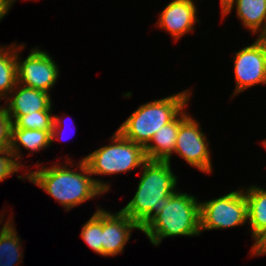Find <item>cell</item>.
I'll return each instance as SVG.
<instances>
[{
	"label": "cell",
	"mask_w": 266,
	"mask_h": 266,
	"mask_svg": "<svg viewBox=\"0 0 266 266\" xmlns=\"http://www.w3.org/2000/svg\"><path fill=\"white\" fill-rule=\"evenodd\" d=\"M65 161L54 164L42 165L37 160L35 170H24L22 175H18L20 180H28L38 186L51 198L60 203L65 212L86 203L98 196L106 194L94 181L89 168L83 159L79 161L64 157ZM40 163V164H39ZM52 165V166H51ZM76 167V168H75Z\"/></svg>",
	"instance_id": "1"
},
{
	"label": "cell",
	"mask_w": 266,
	"mask_h": 266,
	"mask_svg": "<svg viewBox=\"0 0 266 266\" xmlns=\"http://www.w3.org/2000/svg\"><path fill=\"white\" fill-rule=\"evenodd\" d=\"M140 172L136 192L121 210L143 229L178 189L179 177L168 161L147 160Z\"/></svg>",
	"instance_id": "2"
},
{
	"label": "cell",
	"mask_w": 266,
	"mask_h": 266,
	"mask_svg": "<svg viewBox=\"0 0 266 266\" xmlns=\"http://www.w3.org/2000/svg\"><path fill=\"white\" fill-rule=\"evenodd\" d=\"M200 198L180 189L165 198L164 208L141 232L155 247L175 236L200 237Z\"/></svg>",
	"instance_id": "3"
},
{
	"label": "cell",
	"mask_w": 266,
	"mask_h": 266,
	"mask_svg": "<svg viewBox=\"0 0 266 266\" xmlns=\"http://www.w3.org/2000/svg\"><path fill=\"white\" fill-rule=\"evenodd\" d=\"M193 91L181 92L142 103L117 130L127 139L146 147L156 131L171 122L190 102Z\"/></svg>",
	"instance_id": "4"
},
{
	"label": "cell",
	"mask_w": 266,
	"mask_h": 266,
	"mask_svg": "<svg viewBox=\"0 0 266 266\" xmlns=\"http://www.w3.org/2000/svg\"><path fill=\"white\" fill-rule=\"evenodd\" d=\"M107 145H102L82 159L87 164L95 183L107 194L111 184L96 176H114L132 172L142 168L148 160L145 148L125 138L117 129L108 139Z\"/></svg>",
	"instance_id": "5"
},
{
	"label": "cell",
	"mask_w": 266,
	"mask_h": 266,
	"mask_svg": "<svg viewBox=\"0 0 266 266\" xmlns=\"http://www.w3.org/2000/svg\"><path fill=\"white\" fill-rule=\"evenodd\" d=\"M248 224L247 200L243 187L225 195L200 201V233L225 230Z\"/></svg>",
	"instance_id": "6"
},
{
	"label": "cell",
	"mask_w": 266,
	"mask_h": 266,
	"mask_svg": "<svg viewBox=\"0 0 266 266\" xmlns=\"http://www.w3.org/2000/svg\"><path fill=\"white\" fill-rule=\"evenodd\" d=\"M26 46L16 42L17 83L51 94L61 74L59 64L39 46L31 48L23 60L21 52Z\"/></svg>",
	"instance_id": "7"
},
{
	"label": "cell",
	"mask_w": 266,
	"mask_h": 266,
	"mask_svg": "<svg viewBox=\"0 0 266 266\" xmlns=\"http://www.w3.org/2000/svg\"><path fill=\"white\" fill-rule=\"evenodd\" d=\"M189 113L179 124L173 155L180 156L189 166L203 174H212V151L200 121Z\"/></svg>",
	"instance_id": "8"
},
{
	"label": "cell",
	"mask_w": 266,
	"mask_h": 266,
	"mask_svg": "<svg viewBox=\"0 0 266 266\" xmlns=\"http://www.w3.org/2000/svg\"><path fill=\"white\" fill-rule=\"evenodd\" d=\"M235 89L230 99L257 85H266V49L255 39L233 53Z\"/></svg>",
	"instance_id": "9"
},
{
	"label": "cell",
	"mask_w": 266,
	"mask_h": 266,
	"mask_svg": "<svg viewBox=\"0 0 266 266\" xmlns=\"http://www.w3.org/2000/svg\"><path fill=\"white\" fill-rule=\"evenodd\" d=\"M196 3L197 0H172L158 14L156 27L168 33L173 42L194 33L196 24L201 21Z\"/></svg>",
	"instance_id": "10"
},
{
	"label": "cell",
	"mask_w": 266,
	"mask_h": 266,
	"mask_svg": "<svg viewBox=\"0 0 266 266\" xmlns=\"http://www.w3.org/2000/svg\"><path fill=\"white\" fill-rule=\"evenodd\" d=\"M134 230L142 231L121 209L112 212L102 208V257L122 254Z\"/></svg>",
	"instance_id": "11"
},
{
	"label": "cell",
	"mask_w": 266,
	"mask_h": 266,
	"mask_svg": "<svg viewBox=\"0 0 266 266\" xmlns=\"http://www.w3.org/2000/svg\"><path fill=\"white\" fill-rule=\"evenodd\" d=\"M51 94L31 87L16 84L3 103L12 123L21 115L35 111H53Z\"/></svg>",
	"instance_id": "12"
},
{
	"label": "cell",
	"mask_w": 266,
	"mask_h": 266,
	"mask_svg": "<svg viewBox=\"0 0 266 266\" xmlns=\"http://www.w3.org/2000/svg\"><path fill=\"white\" fill-rule=\"evenodd\" d=\"M189 104L168 124L159 128L149 144L145 147V154L151 161H168L173 159L176 139L179 132V124L190 113Z\"/></svg>",
	"instance_id": "13"
},
{
	"label": "cell",
	"mask_w": 266,
	"mask_h": 266,
	"mask_svg": "<svg viewBox=\"0 0 266 266\" xmlns=\"http://www.w3.org/2000/svg\"><path fill=\"white\" fill-rule=\"evenodd\" d=\"M234 9L240 25L252 36L263 28L266 20V0H231L220 10V18L223 20L230 16Z\"/></svg>",
	"instance_id": "14"
},
{
	"label": "cell",
	"mask_w": 266,
	"mask_h": 266,
	"mask_svg": "<svg viewBox=\"0 0 266 266\" xmlns=\"http://www.w3.org/2000/svg\"><path fill=\"white\" fill-rule=\"evenodd\" d=\"M51 131L52 130H37V129H19L12 124L11 127V146L10 150L14 154L17 164L23 169H31L30 166H26L23 161L22 149L29 151L28 155L33 153H39L40 150H44L51 146ZM30 167V168H29Z\"/></svg>",
	"instance_id": "15"
},
{
	"label": "cell",
	"mask_w": 266,
	"mask_h": 266,
	"mask_svg": "<svg viewBox=\"0 0 266 266\" xmlns=\"http://www.w3.org/2000/svg\"><path fill=\"white\" fill-rule=\"evenodd\" d=\"M6 214L0 212V266H20L24 257L22 239L14 226L13 213Z\"/></svg>",
	"instance_id": "16"
},
{
	"label": "cell",
	"mask_w": 266,
	"mask_h": 266,
	"mask_svg": "<svg viewBox=\"0 0 266 266\" xmlns=\"http://www.w3.org/2000/svg\"><path fill=\"white\" fill-rule=\"evenodd\" d=\"M243 187L247 200L248 232L252 240L266 228V186L257 184Z\"/></svg>",
	"instance_id": "17"
},
{
	"label": "cell",
	"mask_w": 266,
	"mask_h": 266,
	"mask_svg": "<svg viewBox=\"0 0 266 266\" xmlns=\"http://www.w3.org/2000/svg\"><path fill=\"white\" fill-rule=\"evenodd\" d=\"M17 84L16 41L0 45V101H6Z\"/></svg>",
	"instance_id": "18"
},
{
	"label": "cell",
	"mask_w": 266,
	"mask_h": 266,
	"mask_svg": "<svg viewBox=\"0 0 266 266\" xmlns=\"http://www.w3.org/2000/svg\"><path fill=\"white\" fill-rule=\"evenodd\" d=\"M96 207L87 222L82 224L80 236L91 250L102 256V208Z\"/></svg>",
	"instance_id": "19"
},
{
	"label": "cell",
	"mask_w": 266,
	"mask_h": 266,
	"mask_svg": "<svg viewBox=\"0 0 266 266\" xmlns=\"http://www.w3.org/2000/svg\"><path fill=\"white\" fill-rule=\"evenodd\" d=\"M53 111H35L19 116L12 124L19 129L52 130Z\"/></svg>",
	"instance_id": "20"
},
{
	"label": "cell",
	"mask_w": 266,
	"mask_h": 266,
	"mask_svg": "<svg viewBox=\"0 0 266 266\" xmlns=\"http://www.w3.org/2000/svg\"><path fill=\"white\" fill-rule=\"evenodd\" d=\"M21 168L14 157L12 151H0V183L6 180L8 177L14 176L15 173H18Z\"/></svg>",
	"instance_id": "21"
},
{
	"label": "cell",
	"mask_w": 266,
	"mask_h": 266,
	"mask_svg": "<svg viewBox=\"0 0 266 266\" xmlns=\"http://www.w3.org/2000/svg\"><path fill=\"white\" fill-rule=\"evenodd\" d=\"M12 120L6 112L4 105H0V151H6L11 146Z\"/></svg>",
	"instance_id": "22"
},
{
	"label": "cell",
	"mask_w": 266,
	"mask_h": 266,
	"mask_svg": "<svg viewBox=\"0 0 266 266\" xmlns=\"http://www.w3.org/2000/svg\"><path fill=\"white\" fill-rule=\"evenodd\" d=\"M65 116H66L65 114L64 115L61 114V116L60 115H56V113L53 114V125H52V131H51V139H50L51 147H52L54 141L55 142L56 141L57 142L58 141H66L69 138H71V137H69V135L67 137L66 132H65V128H66L65 126L68 127V125H67L68 123L65 125V121L69 117L68 115L66 117ZM72 122L74 123L75 121L72 120ZM73 123H72V125H73Z\"/></svg>",
	"instance_id": "23"
},
{
	"label": "cell",
	"mask_w": 266,
	"mask_h": 266,
	"mask_svg": "<svg viewBox=\"0 0 266 266\" xmlns=\"http://www.w3.org/2000/svg\"><path fill=\"white\" fill-rule=\"evenodd\" d=\"M248 255L252 257L266 255V228L262 230L254 239Z\"/></svg>",
	"instance_id": "24"
},
{
	"label": "cell",
	"mask_w": 266,
	"mask_h": 266,
	"mask_svg": "<svg viewBox=\"0 0 266 266\" xmlns=\"http://www.w3.org/2000/svg\"><path fill=\"white\" fill-rule=\"evenodd\" d=\"M13 4L10 0H0V22L3 21L6 15L12 10Z\"/></svg>",
	"instance_id": "25"
},
{
	"label": "cell",
	"mask_w": 266,
	"mask_h": 266,
	"mask_svg": "<svg viewBox=\"0 0 266 266\" xmlns=\"http://www.w3.org/2000/svg\"><path fill=\"white\" fill-rule=\"evenodd\" d=\"M255 39L266 49V20L263 28L256 34Z\"/></svg>",
	"instance_id": "26"
},
{
	"label": "cell",
	"mask_w": 266,
	"mask_h": 266,
	"mask_svg": "<svg viewBox=\"0 0 266 266\" xmlns=\"http://www.w3.org/2000/svg\"><path fill=\"white\" fill-rule=\"evenodd\" d=\"M231 0H220V10H222V8L228 3L230 2Z\"/></svg>",
	"instance_id": "27"
},
{
	"label": "cell",
	"mask_w": 266,
	"mask_h": 266,
	"mask_svg": "<svg viewBox=\"0 0 266 266\" xmlns=\"http://www.w3.org/2000/svg\"><path fill=\"white\" fill-rule=\"evenodd\" d=\"M262 147L266 149V138L261 140ZM266 151V150H265Z\"/></svg>",
	"instance_id": "28"
},
{
	"label": "cell",
	"mask_w": 266,
	"mask_h": 266,
	"mask_svg": "<svg viewBox=\"0 0 266 266\" xmlns=\"http://www.w3.org/2000/svg\"><path fill=\"white\" fill-rule=\"evenodd\" d=\"M11 1V3L14 5V3L16 2V1H18V0H10ZM23 1H25V0H23ZM27 1V0H26ZM33 1H39V0H33Z\"/></svg>",
	"instance_id": "29"
}]
</instances>
